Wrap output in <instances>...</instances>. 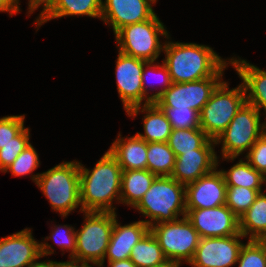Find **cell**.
<instances>
[{"instance_id":"35","label":"cell","mask_w":266,"mask_h":267,"mask_svg":"<svg viewBox=\"0 0 266 267\" xmlns=\"http://www.w3.org/2000/svg\"><path fill=\"white\" fill-rule=\"evenodd\" d=\"M25 116L12 115L0 118V149L10 142L14 141L24 127Z\"/></svg>"},{"instance_id":"15","label":"cell","mask_w":266,"mask_h":267,"mask_svg":"<svg viewBox=\"0 0 266 267\" xmlns=\"http://www.w3.org/2000/svg\"><path fill=\"white\" fill-rule=\"evenodd\" d=\"M226 189L224 177L216 167L198 180L185 185L186 209H207L225 205Z\"/></svg>"},{"instance_id":"18","label":"cell","mask_w":266,"mask_h":267,"mask_svg":"<svg viewBox=\"0 0 266 267\" xmlns=\"http://www.w3.org/2000/svg\"><path fill=\"white\" fill-rule=\"evenodd\" d=\"M150 231V226L143 220L127 225H120L118 220H114L110 242L108 244L105 258L108 262L129 259L132 248Z\"/></svg>"},{"instance_id":"39","label":"cell","mask_w":266,"mask_h":267,"mask_svg":"<svg viewBox=\"0 0 266 267\" xmlns=\"http://www.w3.org/2000/svg\"><path fill=\"white\" fill-rule=\"evenodd\" d=\"M18 0H0V12H9L10 16L20 11Z\"/></svg>"},{"instance_id":"23","label":"cell","mask_w":266,"mask_h":267,"mask_svg":"<svg viewBox=\"0 0 266 267\" xmlns=\"http://www.w3.org/2000/svg\"><path fill=\"white\" fill-rule=\"evenodd\" d=\"M156 177L157 175L147 169L122 171L120 203L134 208L150 189Z\"/></svg>"},{"instance_id":"30","label":"cell","mask_w":266,"mask_h":267,"mask_svg":"<svg viewBox=\"0 0 266 267\" xmlns=\"http://www.w3.org/2000/svg\"><path fill=\"white\" fill-rule=\"evenodd\" d=\"M172 129H194L200 127L199 112L191 108L160 107Z\"/></svg>"},{"instance_id":"4","label":"cell","mask_w":266,"mask_h":267,"mask_svg":"<svg viewBox=\"0 0 266 267\" xmlns=\"http://www.w3.org/2000/svg\"><path fill=\"white\" fill-rule=\"evenodd\" d=\"M149 220V226L186 216L185 185L171 176H157L150 189L134 207Z\"/></svg>"},{"instance_id":"9","label":"cell","mask_w":266,"mask_h":267,"mask_svg":"<svg viewBox=\"0 0 266 267\" xmlns=\"http://www.w3.org/2000/svg\"><path fill=\"white\" fill-rule=\"evenodd\" d=\"M150 232L158 241L167 259L188 263L198 246V231L186 216L174 221L150 226Z\"/></svg>"},{"instance_id":"32","label":"cell","mask_w":266,"mask_h":267,"mask_svg":"<svg viewBox=\"0 0 266 267\" xmlns=\"http://www.w3.org/2000/svg\"><path fill=\"white\" fill-rule=\"evenodd\" d=\"M154 63H155L154 61H148L144 65L142 75H141L142 89L144 92V101H145L144 104H149V103L155 102L173 84V82L171 80V76L168 72L167 67L164 65V63L162 62V65H159V63L158 64L156 63V65H154ZM148 72H149V74L150 73L152 74L154 72V75H155V73H157V75L159 74L158 76L161 75L160 80H161V84H163V86H162L163 88L161 90H159L158 92L153 93L151 95H149V91L146 89L147 87L145 84L146 80H147Z\"/></svg>"},{"instance_id":"17","label":"cell","mask_w":266,"mask_h":267,"mask_svg":"<svg viewBox=\"0 0 266 267\" xmlns=\"http://www.w3.org/2000/svg\"><path fill=\"white\" fill-rule=\"evenodd\" d=\"M215 149H196L195 152H184L176 156L171 177L187 185L198 180L218 167Z\"/></svg>"},{"instance_id":"33","label":"cell","mask_w":266,"mask_h":267,"mask_svg":"<svg viewBox=\"0 0 266 267\" xmlns=\"http://www.w3.org/2000/svg\"><path fill=\"white\" fill-rule=\"evenodd\" d=\"M29 128L25 127L14 141L0 149V171L4 172L19 156V154L30 144Z\"/></svg>"},{"instance_id":"13","label":"cell","mask_w":266,"mask_h":267,"mask_svg":"<svg viewBox=\"0 0 266 267\" xmlns=\"http://www.w3.org/2000/svg\"><path fill=\"white\" fill-rule=\"evenodd\" d=\"M186 217L200 238L227 237L240 233L239 218L226 205L207 209H186Z\"/></svg>"},{"instance_id":"14","label":"cell","mask_w":266,"mask_h":267,"mask_svg":"<svg viewBox=\"0 0 266 267\" xmlns=\"http://www.w3.org/2000/svg\"><path fill=\"white\" fill-rule=\"evenodd\" d=\"M147 62L118 51L115 73L116 84L126 112L133 107L141 106L143 103L144 92L141 75Z\"/></svg>"},{"instance_id":"6","label":"cell","mask_w":266,"mask_h":267,"mask_svg":"<svg viewBox=\"0 0 266 267\" xmlns=\"http://www.w3.org/2000/svg\"><path fill=\"white\" fill-rule=\"evenodd\" d=\"M114 35L120 52L154 62L164 48L162 46L164 43H161L159 37L163 36L167 39L170 37L156 14L144 22L126 25Z\"/></svg>"},{"instance_id":"19","label":"cell","mask_w":266,"mask_h":267,"mask_svg":"<svg viewBox=\"0 0 266 267\" xmlns=\"http://www.w3.org/2000/svg\"><path fill=\"white\" fill-rule=\"evenodd\" d=\"M231 65L238 73L246 92V103L266 114V71L241 58H231Z\"/></svg>"},{"instance_id":"40","label":"cell","mask_w":266,"mask_h":267,"mask_svg":"<svg viewBox=\"0 0 266 267\" xmlns=\"http://www.w3.org/2000/svg\"><path fill=\"white\" fill-rule=\"evenodd\" d=\"M54 266L55 267H92V265H89V263L74 259L72 257H70L69 261H65V262L54 261Z\"/></svg>"},{"instance_id":"27","label":"cell","mask_w":266,"mask_h":267,"mask_svg":"<svg viewBox=\"0 0 266 267\" xmlns=\"http://www.w3.org/2000/svg\"><path fill=\"white\" fill-rule=\"evenodd\" d=\"M176 155L167 142L147 143V170L157 176H171Z\"/></svg>"},{"instance_id":"11","label":"cell","mask_w":266,"mask_h":267,"mask_svg":"<svg viewBox=\"0 0 266 267\" xmlns=\"http://www.w3.org/2000/svg\"><path fill=\"white\" fill-rule=\"evenodd\" d=\"M49 243H38L30 228L0 238V267H28L36 259L54 253Z\"/></svg>"},{"instance_id":"38","label":"cell","mask_w":266,"mask_h":267,"mask_svg":"<svg viewBox=\"0 0 266 267\" xmlns=\"http://www.w3.org/2000/svg\"><path fill=\"white\" fill-rule=\"evenodd\" d=\"M18 0V4H19ZM54 2V0H29L28 1V14H32L38 7L43 6V10L39 14V16L44 13Z\"/></svg>"},{"instance_id":"43","label":"cell","mask_w":266,"mask_h":267,"mask_svg":"<svg viewBox=\"0 0 266 267\" xmlns=\"http://www.w3.org/2000/svg\"><path fill=\"white\" fill-rule=\"evenodd\" d=\"M38 259L33 261L28 267H55L54 261L47 260L46 262H37Z\"/></svg>"},{"instance_id":"10","label":"cell","mask_w":266,"mask_h":267,"mask_svg":"<svg viewBox=\"0 0 266 267\" xmlns=\"http://www.w3.org/2000/svg\"><path fill=\"white\" fill-rule=\"evenodd\" d=\"M227 64L213 77L184 83H173L156 101L159 107L191 108L199 113L213 91L223 81Z\"/></svg>"},{"instance_id":"20","label":"cell","mask_w":266,"mask_h":267,"mask_svg":"<svg viewBox=\"0 0 266 267\" xmlns=\"http://www.w3.org/2000/svg\"><path fill=\"white\" fill-rule=\"evenodd\" d=\"M108 151L122 171L147 169V142L137 135L123 138L119 133Z\"/></svg>"},{"instance_id":"5","label":"cell","mask_w":266,"mask_h":267,"mask_svg":"<svg viewBox=\"0 0 266 267\" xmlns=\"http://www.w3.org/2000/svg\"><path fill=\"white\" fill-rule=\"evenodd\" d=\"M260 111L245 103L227 128L215 139V144L222 143L223 161H234L246 150H250L256 140L266 132V121L261 123Z\"/></svg>"},{"instance_id":"34","label":"cell","mask_w":266,"mask_h":267,"mask_svg":"<svg viewBox=\"0 0 266 267\" xmlns=\"http://www.w3.org/2000/svg\"><path fill=\"white\" fill-rule=\"evenodd\" d=\"M40 165L39 156L31 143L19 154L17 159L4 170L11 172L13 176H24L32 172Z\"/></svg>"},{"instance_id":"44","label":"cell","mask_w":266,"mask_h":267,"mask_svg":"<svg viewBox=\"0 0 266 267\" xmlns=\"http://www.w3.org/2000/svg\"><path fill=\"white\" fill-rule=\"evenodd\" d=\"M262 241L266 244V236L262 239Z\"/></svg>"},{"instance_id":"8","label":"cell","mask_w":266,"mask_h":267,"mask_svg":"<svg viewBox=\"0 0 266 267\" xmlns=\"http://www.w3.org/2000/svg\"><path fill=\"white\" fill-rule=\"evenodd\" d=\"M85 220L80 230H76V251L74 259L102 267L116 212H84Z\"/></svg>"},{"instance_id":"12","label":"cell","mask_w":266,"mask_h":267,"mask_svg":"<svg viewBox=\"0 0 266 267\" xmlns=\"http://www.w3.org/2000/svg\"><path fill=\"white\" fill-rule=\"evenodd\" d=\"M239 233L227 237L200 238L189 265L192 267H231L237 263L244 243ZM240 240V241H239Z\"/></svg>"},{"instance_id":"42","label":"cell","mask_w":266,"mask_h":267,"mask_svg":"<svg viewBox=\"0 0 266 267\" xmlns=\"http://www.w3.org/2000/svg\"><path fill=\"white\" fill-rule=\"evenodd\" d=\"M181 262L176 261V260H171V259H166L164 262L157 264L154 267H180Z\"/></svg>"},{"instance_id":"24","label":"cell","mask_w":266,"mask_h":267,"mask_svg":"<svg viewBox=\"0 0 266 267\" xmlns=\"http://www.w3.org/2000/svg\"><path fill=\"white\" fill-rule=\"evenodd\" d=\"M239 231L249 240L266 236V194L260 192L250 208L239 217Z\"/></svg>"},{"instance_id":"29","label":"cell","mask_w":266,"mask_h":267,"mask_svg":"<svg viewBox=\"0 0 266 267\" xmlns=\"http://www.w3.org/2000/svg\"><path fill=\"white\" fill-rule=\"evenodd\" d=\"M260 192L262 189L227 187L225 205L239 218L250 208Z\"/></svg>"},{"instance_id":"1","label":"cell","mask_w":266,"mask_h":267,"mask_svg":"<svg viewBox=\"0 0 266 267\" xmlns=\"http://www.w3.org/2000/svg\"><path fill=\"white\" fill-rule=\"evenodd\" d=\"M122 168L105 152L92 170L79 162L80 212H113V201L120 203Z\"/></svg>"},{"instance_id":"3","label":"cell","mask_w":266,"mask_h":267,"mask_svg":"<svg viewBox=\"0 0 266 267\" xmlns=\"http://www.w3.org/2000/svg\"><path fill=\"white\" fill-rule=\"evenodd\" d=\"M31 176L49 200L52 209L63 218L81 206L78 161H63L43 173Z\"/></svg>"},{"instance_id":"16","label":"cell","mask_w":266,"mask_h":267,"mask_svg":"<svg viewBox=\"0 0 266 267\" xmlns=\"http://www.w3.org/2000/svg\"><path fill=\"white\" fill-rule=\"evenodd\" d=\"M154 3V0H105L102 1L101 20L111 25L115 34L126 25L152 18Z\"/></svg>"},{"instance_id":"41","label":"cell","mask_w":266,"mask_h":267,"mask_svg":"<svg viewBox=\"0 0 266 267\" xmlns=\"http://www.w3.org/2000/svg\"><path fill=\"white\" fill-rule=\"evenodd\" d=\"M108 267H137L130 259L108 262Z\"/></svg>"},{"instance_id":"36","label":"cell","mask_w":266,"mask_h":267,"mask_svg":"<svg viewBox=\"0 0 266 267\" xmlns=\"http://www.w3.org/2000/svg\"><path fill=\"white\" fill-rule=\"evenodd\" d=\"M54 229V230H53ZM51 231V235L46 237V239H52L57 246L61 248L62 251H70V257L75 255L76 251V231L75 228L68 225H56Z\"/></svg>"},{"instance_id":"2","label":"cell","mask_w":266,"mask_h":267,"mask_svg":"<svg viewBox=\"0 0 266 267\" xmlns=\"http://www.w3.org/2000/svg\"><path fill=\"white\" fill-rule=\"evenodd\" d=\"M167 67L173 83L202 80L216 75L231 60L222 59L209 46L196 43L165 41L163 45ZM228 62V63H227Z\"/></svg>"},{"instance_id":"22","label":"cell","mask_w":266,"mask_h":267,"mask_svg":"<svg viewBox=\"0 0 266 267\" xmlns=\"http://www.w3.org/2000/svg\"><path fill=\"white\" fill-rule=\"evenodd\" d=\"M103 0H54L52 5L36 18L37 29L45 22L63 16H89L100 18Z\"/></svg>"},{"instance_id":"21","label":"cell","mask_w":266,"mask_h":267,"mask_svg":"<svg viewBox=\"0 0 266 267\" xmlns=\"http://www.w3.org/2000/svg\"><path fill=\"white\" fill-rule=\"evenodd\" d=\"M146 112L143 118L144 134L136 133L138 137L148 142H167L172 131V127L162 109L155 103L143 104L129 109L126 113L130 117H135Z\"/></svg>"},{"instance_id":"37","label":"cell","mask_w":266,"mask_h":267,"mask_svg":"<svg viewBox=\"0 0 266 267\" xmlns=\"http://www.w3.org/2000/svg\"><path fill=\"white\" fill-rule=\"evenodd\" d=\"M245 159L254 169L266 177V132L256 140L247 152Z\"/></svg>"},{"instance_id":"7","label":"cell","mask_w":266,"mask_h":267,"mask_svg":"<svg viewBox=\"0 0 266 267\" xmlns=\"http://www.w3.org/2000/svg\"><path fill=\"white\" fill-rule=\"evenodd\" d=\"M245 103L246 92L242 83L229 90L228 82L222 81L199 113L201 129L215 140Z\"/></svg>"},{"instance_id":"28","label":"cell","mask_w":266,"mask_h":267,"mask_svg":"<svg viewBox=\"0 0 266 267\" xmlns=\"http://www.w3.org/2000/svg\"><path fill=\"white\" fill-rule=\"evenodd\" d=\"M129 259L137 267H154L164 262L165 257L158 241L149 231L133 248Z\"/></svg>"},{"instance_id":"31","label":"cell","mask_w":266,"mask_h":267,"mask_svg":"<svg viewBox=\"0 0 266 267\" xmlns=\"http://www.w3.org/2000/svg\"><path fill=\"white\" fill-rule=\"evenodd\" d=\"M237 262L239 267H266V244L262 240H248L243 244Z\"/></svg>"},{"instance_id":"26","label":"cell","mask_w":266,"mask_h":267,"mask_svg":"<svg viewBox=\"0 0 266 267\" xmlns=\"http://www.w3.org/2000/svg\"><path fill=\"white\" fill-rule=\"evenodd\" d=\"M227 187H243L249 189H262V185L266 182V177L249 162L240 159L238 163L233 165L229 171L220 170Z\"/></svg>"},{"instance_id":"25","label":"cell","mask_w":266,"mask_h":267,"mask_svg":"<svg viewBox=\"0 0 266 267\" xmlns=\"http://www.w3.org/2000/svg\"><path fill=\"white\" fill-rule=\"evenodd\" d=\"M176 156L196 149H215V140L210 139L201 128L172 129L167 141Z\"/></svg>"}]
</instances>
